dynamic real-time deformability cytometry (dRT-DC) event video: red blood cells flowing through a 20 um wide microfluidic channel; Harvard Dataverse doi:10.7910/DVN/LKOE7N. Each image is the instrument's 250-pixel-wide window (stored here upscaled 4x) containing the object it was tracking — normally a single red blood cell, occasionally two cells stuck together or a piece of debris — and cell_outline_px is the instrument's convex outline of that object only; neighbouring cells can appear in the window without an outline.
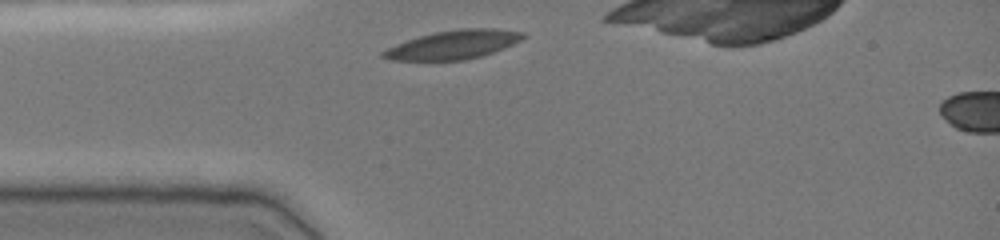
{"species": "common noctule bat (a hibernating species)", "species_latin": "Nyctalus noctula", "temperature_condition": "cold", "stored_images_in_passage": 30, "camera_frame_rate_fps": 3000, "um_per_image_px": 0.085, "animal": {"sex": "female", "body_mass_g": 19.0, "forearm_length_mm": 51.5}, "frame": {"image": 1, "passage_image": 1, "time_ms": 0.0, "image_size_px": [1000, 240], "cell_outline_px": [[528, 36], [504, 48], [480, 56], [464, 60], [388, 60], [380, 56], [380, 52], [396, 44], [420, 36], [436, 32], [460, 28], [492, 28], [524, 32]], "centroid_in_image_um": [38.53, 3.79], "position_along_channel_um": 46.5, "area_um2": 23.29}}
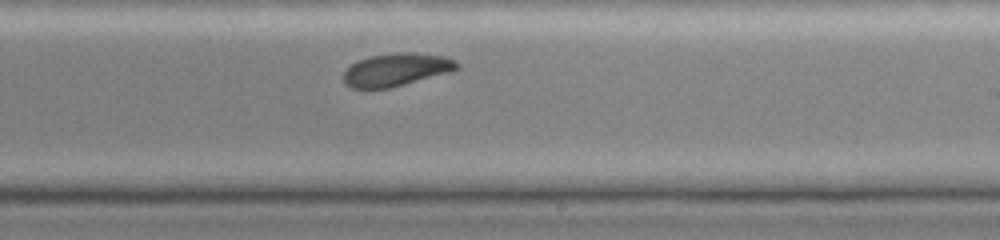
{"frame": {"image": 2, "passage_image": 18, "time_ms": 5.667, "image_size_px": [1000, 240], "cell_outline_px": [[460, 68], [448, 72], [392, 88], [352, 88], [344, 84], [344, 72], [352, 64], [360, 60], [372, 56], [396, 52], [412, 52], [444, 56], [456, 60], [460, 64]], "centroid_in_image_um": [33.71, 5.92], "position_along_channel_um": 255.3, "area_um2": 21.62}}
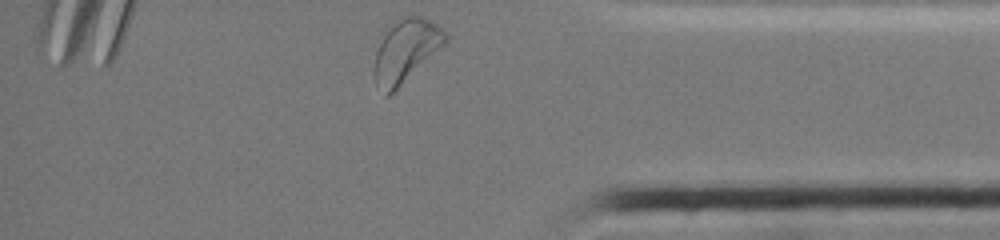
{"frame": {"image": 3, "passage_image": 30, "time_ms": 9.667, "image_size_px": [1000, 240], "cell_outline_px": [[448, 40], [444, 44], [388, 96], [384, 96], [372, 72], [372, 68], [380, 32], [392, 20], [400, 16], [420, 16], [432, 20], [444, 28], [448, 32]], "centroid_in_image_um": [34.44, 4.21], "position_along_channel_um": 400.8, "area_um2": 26.59}, "authors_computed_cell_mechanics": {"area_um2": 23.2645, "velocity_mm_per_s": 3.8456, "shape_relaxation_time_tau1_ms": 2.3511, "shape_relaxation_time_tau2_ms": null, "deformation_change_tau1": 0.0835, "deformation_change_tau2": null}}